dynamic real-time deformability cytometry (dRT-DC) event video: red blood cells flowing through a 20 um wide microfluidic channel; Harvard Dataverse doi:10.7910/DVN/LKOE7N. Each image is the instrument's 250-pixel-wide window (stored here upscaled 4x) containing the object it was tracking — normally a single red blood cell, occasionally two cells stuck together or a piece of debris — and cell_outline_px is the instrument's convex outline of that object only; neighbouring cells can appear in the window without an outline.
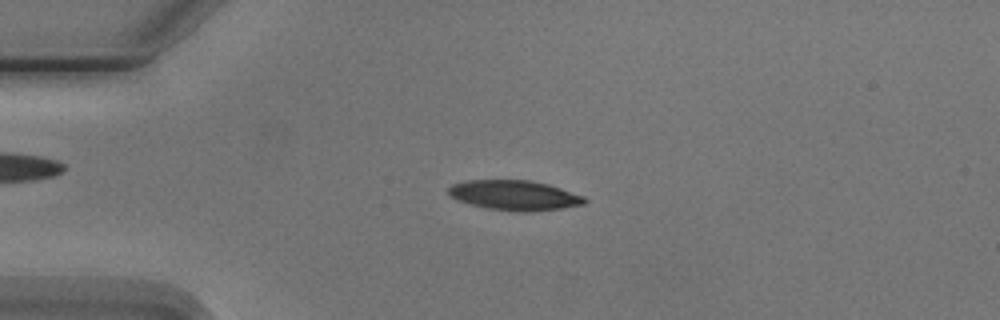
{"species": "Egyptian fruit bat (a non-hibernating species)", "species_latin": "Rousettus aegyptiacus", "temperature_condition": "cold", "stored_images_in_passage": 7, "camera_frame_rate_fps": 3000, "um_per_image_px": 0.085, "animal": {"sex": "male"}, "frame": {"image": 1, "passage_image": 3, "time_ms": 2.333, "image_size_px": [1000, 320], "cell_outline_px": [[588, 200], [584, 204], [564, 208], [532, 212], [516, 212], [488, 208], [472, 204], [448, 196], [448, 188], [452, 184], [468, 180], [528, 180], [548, 184], [584, 196]], "centroid_in_image_um": [43.75, 16.6], "position_along_channel_um": 41.2, "area_um2": 23.76}}
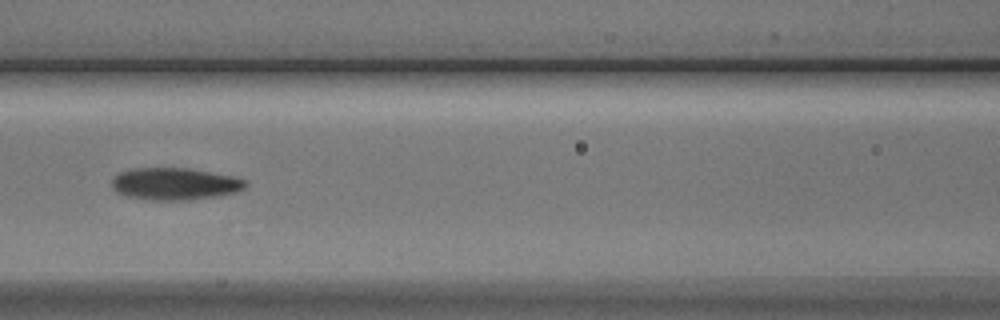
{"frame": {"image": 2, "passage_image": 6, "time_ms": 6.0, "image_size_px": [1000, 320], "cell_outline_px": [[248, 184], [244, 188], [236, 192], [216, 196], [188, 200], [152, 200], [128, 196], [116, 192], [112, 188], [112, 180], [120, 172], [132, 168], [188, 168], [232, 176], [244, 180]], "centroid_in_image_um": [14.84, 15.63], "position_along_channel_um": 151.8, "area_um2": 24.85}}
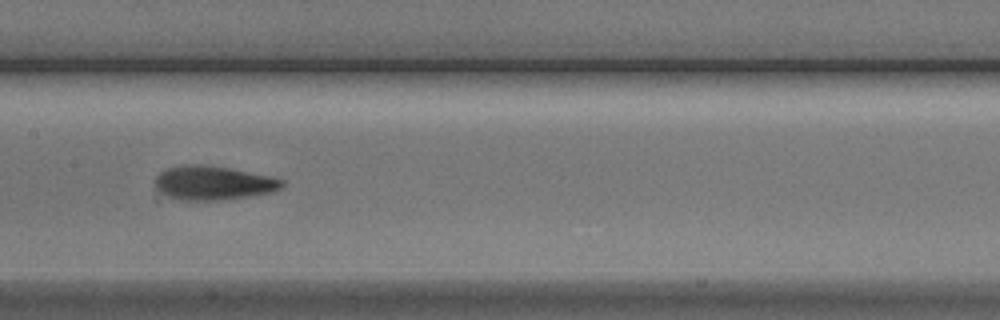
{"frame": {"image": 3, "passage_image": 7, "time_ms": 7.0, "image_size_px": [1000, 320], "cell_outline_px": [[284, 184], [280, 188], [272, 192], [224, 200], [180, 200], [168, 196], [160, 192], [156, 188], [156, 176], [160, 172], [168, 168], [188, 164], [200, 164], [228, 168], [272, 176], [284, 180]], "centroid_in_image_um": [18.13, 15.55], "position_along_channel_um": 189.3, "area_um2": 25.03}}